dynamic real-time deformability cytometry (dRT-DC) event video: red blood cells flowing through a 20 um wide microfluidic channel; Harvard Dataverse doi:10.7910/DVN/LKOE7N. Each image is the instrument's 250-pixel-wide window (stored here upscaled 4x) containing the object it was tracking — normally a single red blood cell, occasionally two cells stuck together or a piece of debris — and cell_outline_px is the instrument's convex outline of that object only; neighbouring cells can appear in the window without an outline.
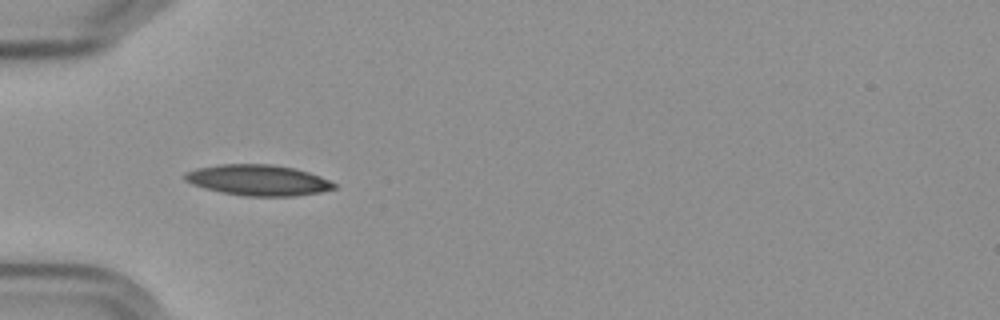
{"species": "Egyptian fruit bat (a non-hibernating species)", "species_latin": "Rousettus aegyptiacus", "temperature_condition": "cold", "stored_images_in_passage": 39, "camera_frame_rate_fps": 3000, "um_per_image_px": 0.085, "frame": {"image": 1, "passage_image": 1, "time_ms": 0.0, "image_size_px": [1000, 320], "cell_outline_px": [[336, 188], [320, 192], [292, 196], [244, 196], [220, 192], [204, 188], [192, 184], [184, 180], [184, 172], [196, 168], [216, 164], [272, 164], [296, 168], [320, 176], [336, 184]], "centroid_in_image_um": [21.9, 15.3], "position_along_channel_um": 63.1, "area_um2": 26.93}}
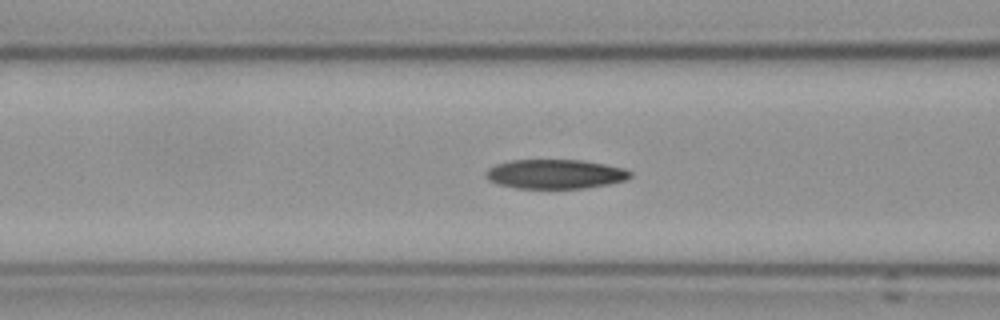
{"frame": {"image": 2, "passage_image": 6, "time_ms": 1.667, "image_size_px": [1000, 320], "cell_outline_px": [[632, 176], [628, 180], [608, 184], [584, 188], [516, 188], [496, 184], [488, 180], [484, 176], [484, 172], [488, 168], [496, 164], [512, 160], [580, 160], [604, 164], [624, 168], [632, 172]], "centroid_in_image_um": [47.17, 14.8], "position_along_channel_um": 119.4, "area_um2": 24.85}}
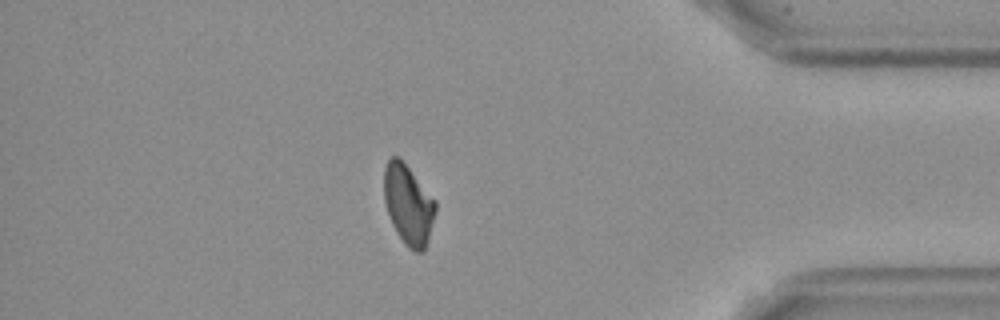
{"frame": {"image": 3, "passage_image": 32, "time_ms": 10.333, "image_size_px": [1000, 320], "cell_outline_px": [[436, 208], [428, 240], [424, 252], [416, 252], [408, 248], [404, 244], [396, 232], [392, 224], [384, 200], [384, 168], [388, 160], [392, 156], [400, 156], [436, 200]], "centroid_in_image_um": [34.71, 17.37], "position_along_channel_um": 400.5, "area_um2": 24.16}, "authors_computed_cell_mechanics": {"area_um2": 24.565, "velocity_mm_per_s": 3.5944, "shape_relaxation_time_tau1_ms": null, "shape_relaxation_time_tau2_ms": 6.6223, "deformation_change_tau1": null, "deformation_change_tau2": 0.1353}}